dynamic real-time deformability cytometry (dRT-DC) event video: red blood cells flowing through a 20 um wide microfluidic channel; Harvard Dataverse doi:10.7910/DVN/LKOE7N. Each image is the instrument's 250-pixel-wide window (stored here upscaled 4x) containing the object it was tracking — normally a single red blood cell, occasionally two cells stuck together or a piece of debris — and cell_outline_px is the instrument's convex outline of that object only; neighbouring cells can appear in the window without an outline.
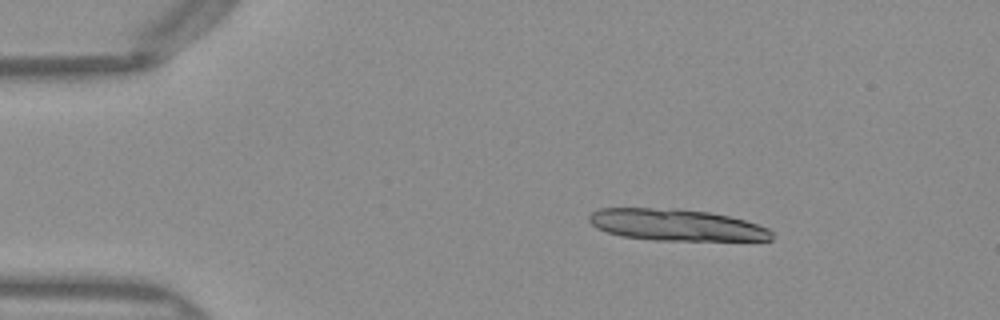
{"species": "Egyptian fruit bat (a non-hibernating species)", "species_latin": "Rousettus aegyptiacus", "temperature_condition": "warm", "stored_images_in_passage": 8, "camera_frame_rate_fps": 3000, "um_per_image_px": 0.085, "frame": {"image": 1, "passage_image": 1, "time_ms": 0.0, "image_size_px": [1000, 320], "cell_outline_px": [[776, 236], [772, 240], [652, 240], [620, 236], [596, 228], [588, 220], [588, 216], [592, 212], [600, 208], [676, 208], [708, 212], [728, 216], [744, 220], [768, 228]], "centroid_in_image_um": [57.46, 19.12], "position_along_channel_um": 27.5, "area_um2": 33.7}}